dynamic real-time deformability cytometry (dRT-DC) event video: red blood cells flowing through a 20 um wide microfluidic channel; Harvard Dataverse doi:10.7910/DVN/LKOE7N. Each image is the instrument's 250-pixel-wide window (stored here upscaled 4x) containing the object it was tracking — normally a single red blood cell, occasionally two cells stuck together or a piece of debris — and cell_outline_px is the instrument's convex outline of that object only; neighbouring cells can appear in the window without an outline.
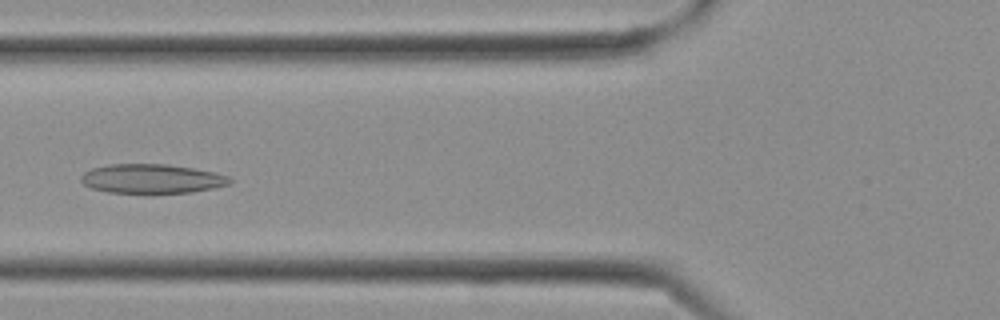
{"species": "Egyptian fruit bat (a non-hibernating species)", "species_latin": "Rousettus aegyptiacus", "temperature_condition": "cold", "stored_images_in_passage": 13, "camera_frame_rate_fps": 3000, "um_per_image_px": 0.085, "frame": {"image": 1, "passage_image": 10, "time_ms": 3.0, "image_size_px": [1000, 320], "cell_outline_px": [[232, 184], [216, 188], [192, 192], [152, 196], [108, 192], [92, 188], [84, 184], [80, 180], [80, 176], [84, 172], [92, 168], [108, 164], [168, 164], [216, 172], [228, 176], [232, 180]], "centroid_in_image_um": [12.93, 15.24], "position_along_channel_um": 112.9, "area_um2": 26.53}}
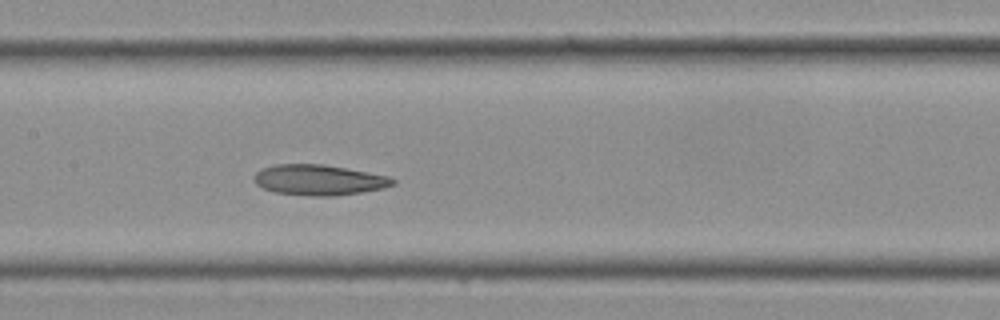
{"frame": {"image": 2, "passage_image": 13, "time_ms": 4.0, "image_size_px": [1000, 320], "cell_outline_px": [[396, 184], [384, 188], [336, 196], [312, 196], [276, 192], [264, 188], [256, 184], [256, 172], [264, 168], [276, 164], [324, 164], [388, 176], [396, 180]], "centroid_in_image_um": [27.15, 15.3], "position_along_channel_um": 180.2, "area_um2": 24.39}}